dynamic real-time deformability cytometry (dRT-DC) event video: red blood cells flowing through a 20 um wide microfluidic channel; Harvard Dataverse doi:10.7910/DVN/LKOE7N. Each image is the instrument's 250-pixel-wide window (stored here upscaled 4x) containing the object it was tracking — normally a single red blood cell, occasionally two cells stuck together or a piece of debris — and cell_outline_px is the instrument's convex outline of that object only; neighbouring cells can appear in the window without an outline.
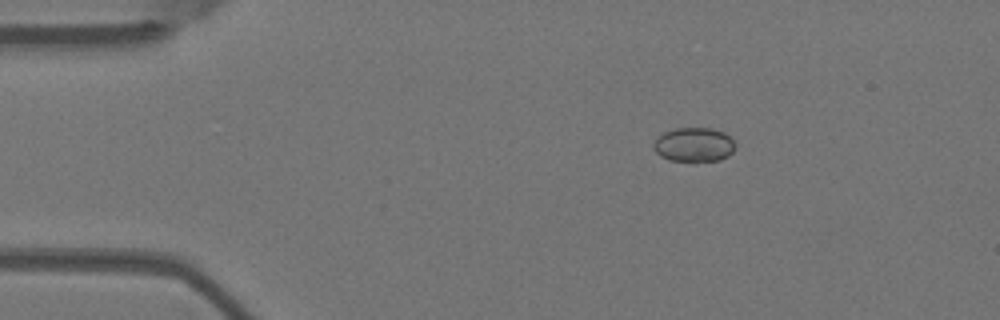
{"species": "Egyptian fruit bat (a non-hibernating species)", "species_latin": "Rousettus aegyptiacus", "temperature_condition": "warm", "stored_images_in_passage": 5, "camera_frame_rate_fps": 3000, "um_per_image_px": 0.085, "animal": {"sex": "female"}, "frame": {"image": 1, "passage_image": 5, "time_ms": 1.333, "image_size_px": [1000, 320], "cell_outline_px": [[736, 144], [732, 152], [728, 156], [720, 160], [668, 160], [660, 156], [652, 148], [652, 144], [664, 132], [676, 128], [712, 128], [724, 132]], "centroid_in_image_um": [58.98, 12.29], "position_along_channel_um": 26.0, "area_um2": 16.13}}